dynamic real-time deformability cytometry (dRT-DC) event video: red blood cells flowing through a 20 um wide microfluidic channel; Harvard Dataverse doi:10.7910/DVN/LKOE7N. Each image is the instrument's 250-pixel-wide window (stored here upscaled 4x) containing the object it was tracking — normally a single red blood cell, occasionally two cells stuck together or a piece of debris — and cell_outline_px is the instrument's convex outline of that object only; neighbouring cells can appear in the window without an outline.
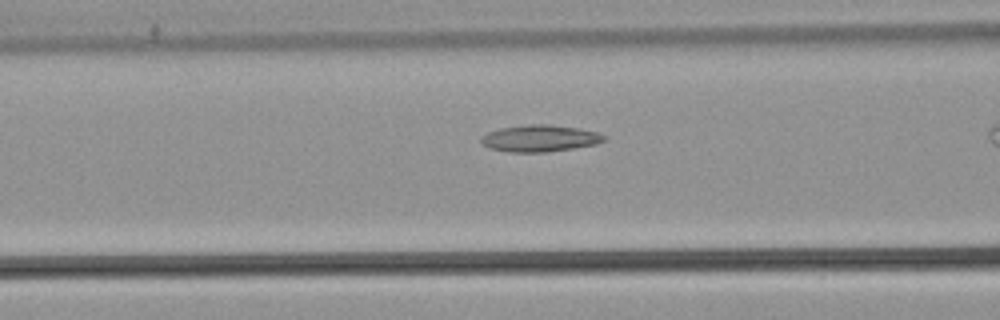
{"species": "common noctule bat (a hibernating species)", "species_latin": "Nyctalus noctula", "temperature_condition": "warm", "stored_images_in_passage": 31, "camera_frame_rate_fps": 3000, "um_per_image_px": 0.085, "animal": {"sex": "male", "body_mass_g": 21.5, "forearm_length_mm": 52.0}, "frame": {"image": 1, "passage_image": 11, "time_ms": 3.333, "image_size_px": [1000, 320], "cell_outline_px": [[608, 140], [596, 144], [548, 152], [508, 152], [488, 148], [480, 140], [480, 136], [488, 132], [500, 128], [528, 124], [548, 124], [580, 128], [596, 132], [608, 136]], "centroid_in_image_um": [45.9, 11.75], "position_along_channel_um": 120.7, "area_um2": 19.36}}
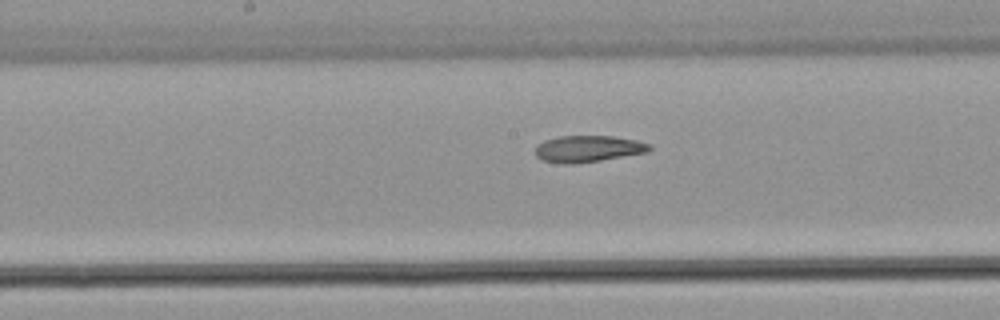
{"frame": {"image": 2, "passage_image": 17, "time_ms": 5.333, "image_size_px": [1000, 320], "cell_outline_px": [[652, 148], [648, 152], [600, 160], [572, 164], [564, 164], [544, 160], [536, 156], [536, 144], [544, 140], [560, 136], [612, 136], [636, 140], [652, 144]], "centroid_in_image_um": [50.0, 12.64], "position_along_channel_um": 198.2, "area_um2": 17.63}}
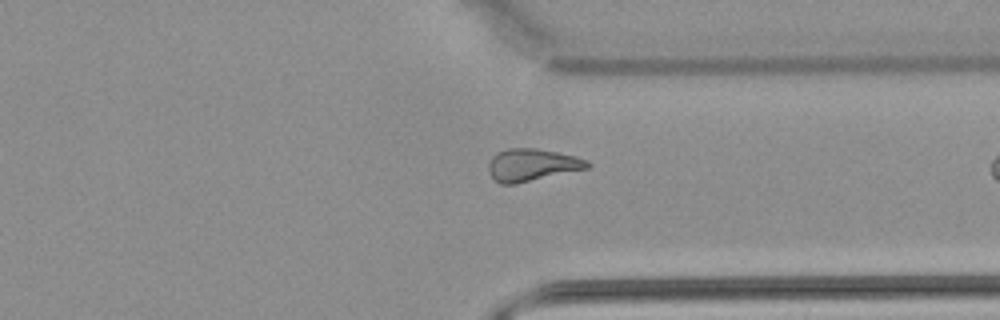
{"frame": {"image": 3, "passage_image": 30, "time_ms": 9.667, "image_size_px": [1000, 320], "cell_outline_px": [[592, 164], [588, 168], [516, 184], [500, 184], [488, 172], [488, 164], [492, 156], [496, 152], [508, 148], [536, 148], [576, 156], [588, 160]], "centroid_in_image_um": [45.21, 14.01], "position_along_channel_um": 366.2, "area_um2": 18.73}}